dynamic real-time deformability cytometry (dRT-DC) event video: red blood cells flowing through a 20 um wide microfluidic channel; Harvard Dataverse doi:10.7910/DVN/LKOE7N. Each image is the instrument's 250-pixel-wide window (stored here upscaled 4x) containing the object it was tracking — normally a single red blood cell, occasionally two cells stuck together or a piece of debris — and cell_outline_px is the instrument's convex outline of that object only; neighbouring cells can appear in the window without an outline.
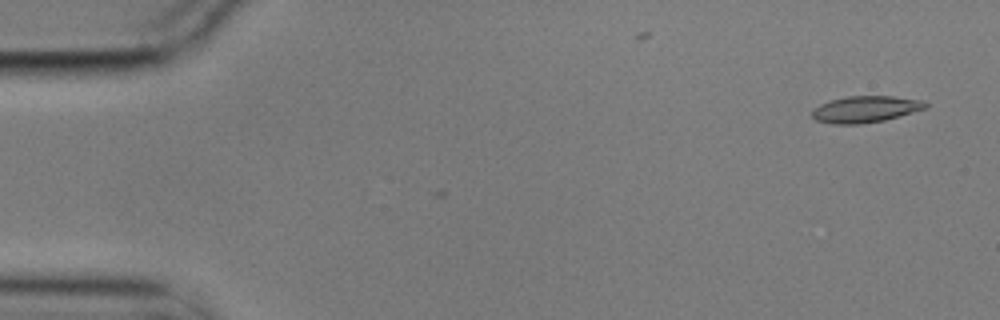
{"species": "common noctule bat (a hibernating species)", "species_latin": "Nyctalus noctula", "temperature_condition": "cold", "stored_images_in_passage": 5, "camera_frame_rate_fps": 3000, "um_per_image_px": 0.085, "animal": {"sex": "male", "body_mass_g": 17.9}, "frame": {"image": 1, "passage_image": 1, "time_ms": 0.0, "image_size_px": [1000, 320], "cell_outline_px": [[928, 108], [884, 120], [860, 124], [832, 124], [816, 120], [812, 116], [812, 108], [820, 104], [832, 100], [848, 96], [892, 96], [924, 100], [928, 104]], "centroid_in_image_um": [73.58, 9.28], "position_along_channel_um": 11.4, "area_um2": 17.57}}
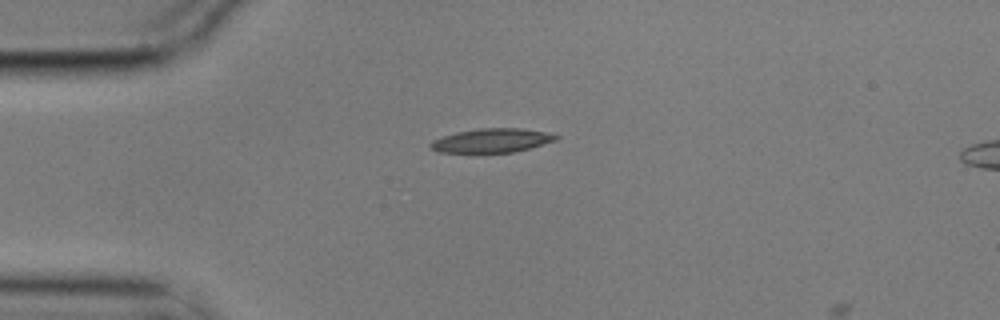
{"frame": {"image": 2, "passage_image": 4, "time_ms": 1.0, "image_size_px": [1000, 320], "cell_outline_px": [[560, 136], [556, 140], [528, 148], [512, 152], [440, 152], [428, 148], [428, 144], [432, 140], [456, 132], [480, 128], [520, 128], [544, 132]], "centroid_in_image_um": [41.74, 11.94], "position_along_channel_um": 43.3, "area_um2": 17.28}}